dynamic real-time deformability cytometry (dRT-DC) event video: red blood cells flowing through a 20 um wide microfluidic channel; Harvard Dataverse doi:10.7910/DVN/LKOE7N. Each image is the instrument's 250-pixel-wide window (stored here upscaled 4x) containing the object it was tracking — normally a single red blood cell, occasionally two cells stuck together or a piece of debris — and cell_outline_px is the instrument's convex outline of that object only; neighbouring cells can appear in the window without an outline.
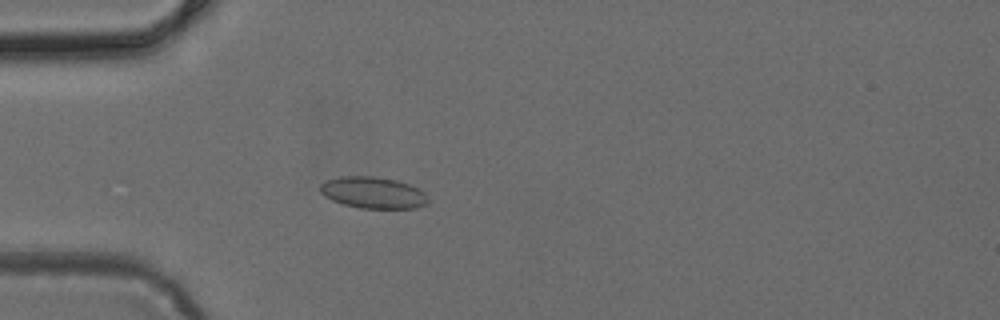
{"species": "common noctule bat (a hibernating species)", "species_latin": "Nyctalus noctula", "temperature_condition": "cold", "stored_images_in_passage": 50, "camera_frame_rate_fps": 3000, "um_per_image_px": 0.085, "animal": {"sex": "female", "body_mass_g": 24.6, "forearm_length_mm": 56.2}, "frame": {"image": 1, "passage_image": 15, "time_ms": 4.667, "image_size_px": [1000, 320], "cell_outline_px": [[428, 200], [424, 204], [416, 208], [360, 208], [344, 204], [332, 200], [324, 196], [320, 192], [320, 184], [328, 180], [340, 176], [376, 176], [396, 180], [408, 184], [424, 192]], "centroid_in_image_um": [31.68, 16.37], "position_along_channel_um": 53.3, "area_um2": 19.65}}
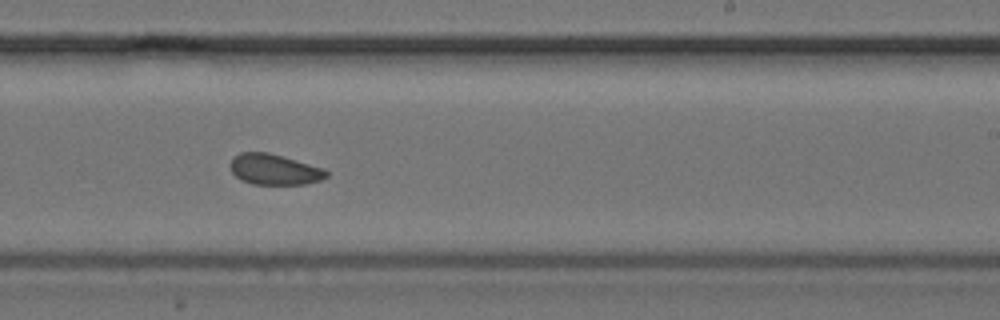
{"frame": {"image": 2, "passage_image": 31, "time_ms": 10.0, "image_size_px": [1000, 320], "cell_outline_px": [[328, 176], [320, 180], [308, 184], [252, 184], [240, 180], [232, 172], [232, 156], [240, 152], [268, 152], [324, 168], [328, 172]], "centroid_in_image_um": [23.33, 14.4], "position_along_channel_um": 265.7, "area_um2": 17.17}}
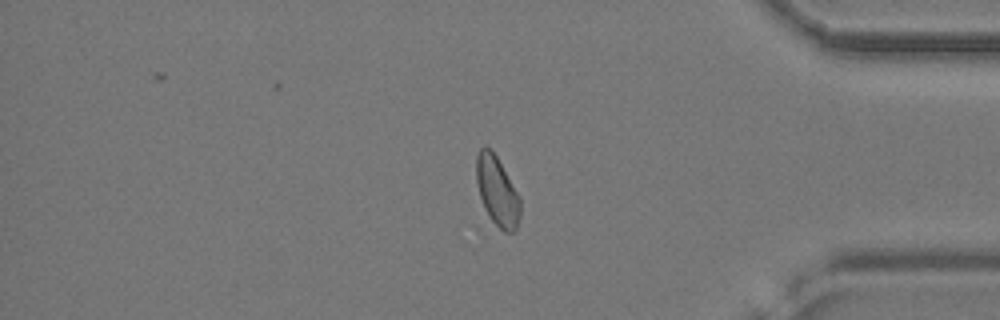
{"frame": {"image": 3, "passage_image": 42, "time_ms": 13.667, "image_size_px": [1000, 320], "cell_outline_px": [[520, 216], [516, 228], [512, 232], [504, 232], [492, 224], [484, 208], [480, 196], [476, 180], [476, 156], [480, 148], [484, 144], [496, 156], [520, 196]], "centroid_in_image_um": [42.25, 16.28], "position_along_channel_um": 393.0, "area_um2": 17.86}}